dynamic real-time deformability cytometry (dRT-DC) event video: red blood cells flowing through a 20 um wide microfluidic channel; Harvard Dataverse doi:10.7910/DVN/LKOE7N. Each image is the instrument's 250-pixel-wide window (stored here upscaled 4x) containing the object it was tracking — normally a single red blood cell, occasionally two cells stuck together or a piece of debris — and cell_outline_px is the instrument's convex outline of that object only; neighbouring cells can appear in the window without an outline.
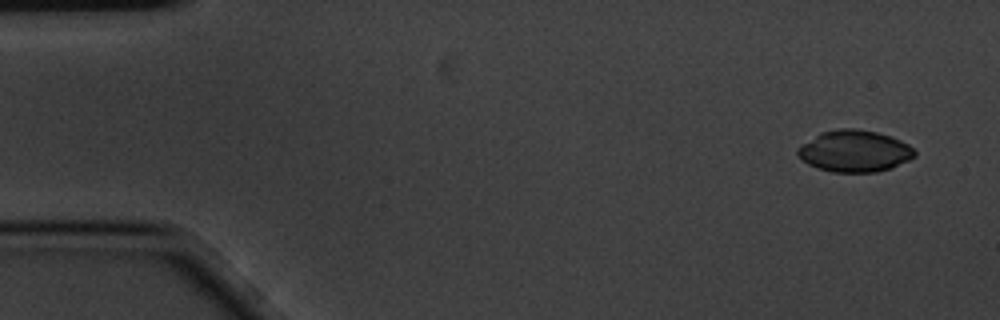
{"species": "common noctule bat (a hibernating species)", "species_latin": "Nyctalus noctula", "temperature_condition": "cold", "stored_images_in_passage": 6, "segment_of_instrument_passage": [2, 2], "camera_frame_rate_fps": 3000, "um_per_image_px": 0.085, "animal": {"sex": "male", "body_mass_g": 20.1, "forearm_length_mm": 53.5}, "frame": {"image": 1, "passage_image": 6, "time_ms": 1.667, "image_size_px": [1000, 320], "cell_outline_px": [[916, 156], [892, 168], [876, 172], [832, 172], [816, 168], [808, 164], [796, 152], [796, 148], [820, 132], [836, 128], [856, 128], [876, 132], [892, 136], [908, 144], [916, 152]], "centroid_in_image_um": [72.63, 12.84], "position_along_channel_um": 12.4, "area_um2": 28.55}}